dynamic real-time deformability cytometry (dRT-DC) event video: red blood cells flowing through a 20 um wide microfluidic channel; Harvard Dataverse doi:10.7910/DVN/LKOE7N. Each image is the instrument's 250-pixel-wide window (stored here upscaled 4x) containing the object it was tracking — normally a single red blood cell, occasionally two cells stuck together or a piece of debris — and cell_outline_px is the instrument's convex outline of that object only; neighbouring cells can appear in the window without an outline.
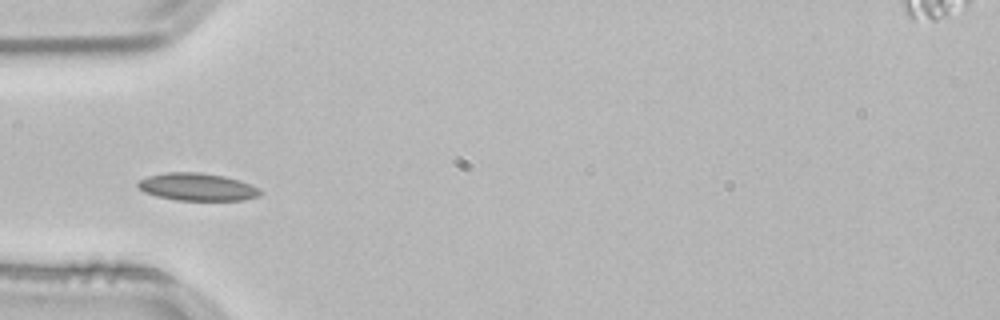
{"species": "common noctule bat (a hibernating species)", "species_latin": "Nyctalus noctula", "temperature_condition": "room temperature", "stored_images_in_passage": 37, "camera_frame_rate_fps": 3000, "um_per_image_px": 0.085, "animal": {"sex": "male", "body_mass_g": 21.5, "forearm_length_mm": 52.0}, "frame": {"image": 1, "passage_image": 1, "time_ms": 0.0, "image_size_px": [1000, 320], "cell_outline_px": [[264, 192], [260, 196], [244, 200], [176, 200], [156, 196], [144, 192], [136, 184], [140, 180], [148, 176], [168, 172], [200, 172], [224, 176], [240, 180], [260, 188]], "centroid_in_image_um": [16.82, 15.89], "position_along_channel_um": 68.2, "area_um2": 19.77}}
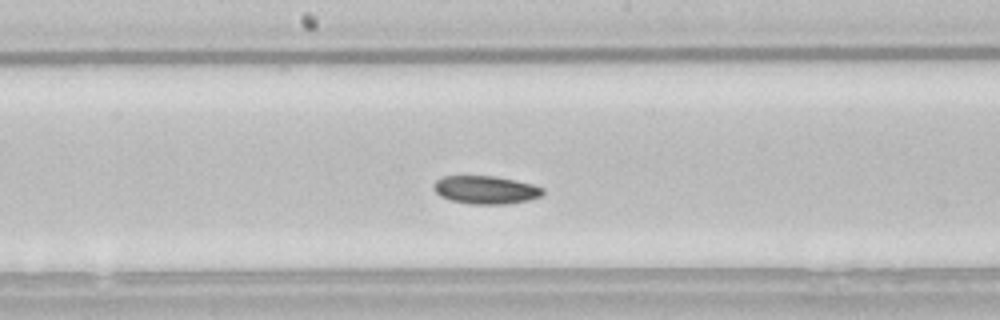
{"frame": {"image": 2, "passage_image": 12, "time_ms": 3.667, "image_size_px": [1000, 320], "cell_outline_px": [[544, 192], [540, 196], [528, 200], [508, 204], [472, 204], [452, 200], [440, 196], [432, 188], [432, 184], [436, 180], [444, 176], [496, 176], [516, 180], [532, 184], [544, 188]], "centroid_in_image_um": [41.28, 16.13], "position_along_channel_um": 206.9, "area_um2": 17.92}}
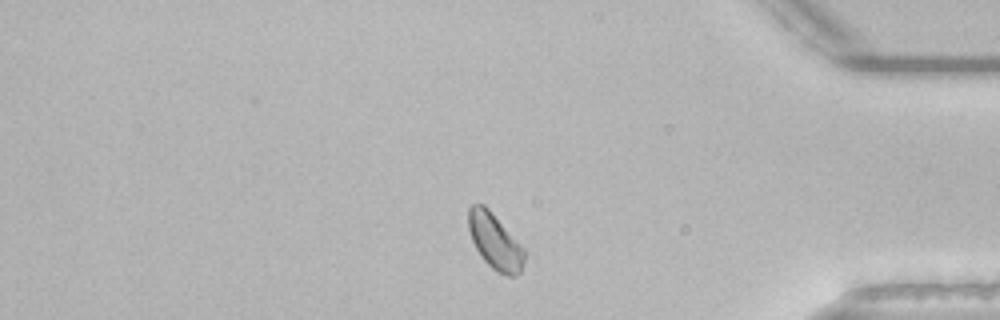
{"frame": {"image": 3, "passage_image": 29, "time_ms": 9.333, "image_size_px": [1000, 320], "cell_outline_px": [[524, 260], [520, 272], [516, 276], [504, 276], [496, 272], [480, 256], [472, 240], [468, 228], [468, 208], [472, 204], [484, 204], [488, 208], [524, 248]], "centroid_in_image_um": [42.05, 20.53], "position_along_channel_um": 393.1, "area_um2": 18.09}, "authors_computed_cell_mechanics": {"area_um2": 18.1492, "velocity_mm_per_s": 3.7777, "shape_relaxation_time_tau1_ms": 1.2796, "shape_relaxation_time_tau2_ms": null, "deformation_change_tau1": 0.0579, "deformation_change_tau2": null}}